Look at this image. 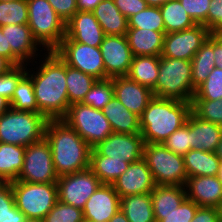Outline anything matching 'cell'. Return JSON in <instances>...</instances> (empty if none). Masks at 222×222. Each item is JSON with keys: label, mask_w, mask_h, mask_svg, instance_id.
Here are the masks:
<instances>
[{"label": "cell", "mask_w": 222, "mask_h": 222, "mask_svg": "<svg viewBox=\"0 0 222 222\" xmlns=\"http://www.w3.org/2000/svg\"><path fill=\"white\" fill-rule=\"evenodd\" d=\"M36 60L27 64V75L32 79L38 113L43 114L48 120L62 119L70 106L66 63L55 51L45 52Z\"/></svg>", "instance_id": "1"}, {"label": "cell", "mask_w": 222, "mask_h": 222, "mask_svg": "<svg viewBox=\"0 0 222 222\" xmlns=\"http://www.w3.org/2000/svg\"><path fill=\"white\" fill-rule=\"evenodd\" d=\"M45 138L59 177L89 168L92 148L63 120H48Z\"/></svg>", "instance_id": "2"}, {"label": "cell", "mask_w": 222, "mask_h": 222, "mask_svg": "<svg viewBox=\"0 0 222 222\" xmlns=\"http://www.w3.org/2000/svg\"><path fill=\"white\" fill-rule=\"evenodd\" d=\"M191 102L153 97L140 116L141 136L145 143H163L186 124Z\"/></svg>", "instance_id": "3"}, {"label": "cell", "mask_w": 222, "mask_h": 222, "mask_svg": "<svg viewBox=\"0 0 222 222\" xmlns=\"http://www.w3.org/2000/svg\"><path fill=\"white\" fill-rule=\"evenodd\" d=\"M191 61L160 56L159 73L154 97L192 102L195 88Z\"/></svg>", "instance_id": "4"}, {"label": "cell", "mask_w": 222, "mask_h": 222, "mask_svg": "<svg viewBox=\"0 0 222 222\" xmlns=\"http://www.w3.org/2000/svg\"><path fill=\"white\" fill-rule=\"evenodd\" d=\"M48 119L41 113L10 108L0 116V142L26 147L45 137Z\"/></svg>", "instance_id": "5"}, {"label": "cell", "mask_w": 222, "mask_h": 222, "mask_svg": "<svg viewBox=\"0 0 222 222\" xmlns=\"http://www.w3.org/2000/svg\"><path fill=\"white\" fill-rule=\"evenodd\" d=\"M28 26L37 43L46 51H55L66 34V23L47 0H27Z\"/></svg>", "instance_id": "6"}, {"label": "cell", "mask_w": 222, "mask_h": 222, "mask_svg": "<svg viewBox=\"0 0 222 222\" xmlns=\"http://www.w3.org/2000/svg\"><path fill=\"white\" fill-rule=\"evenodd\" d=\"M16 207L26 219H43L58 201L56 182H11Z\"/></svg>", "instance_id": "7"}, {"label": "cell", "mask_w": 222, "mask_h": 222, "mask_svg": "<svg viewBox=\"0 0 222 222\" xmlns=\"http://www.w3.org/2000/svg\"><path fill=\"white\" fill-rule=\"evenodd\" d=\"M143 159L156 185L185 186L188 175L183 156L167 149L162 143H145Z\"/></svg>", "instance_id": "8"}, {"label": "cell", "mask_w": 222, "mask_h": 222, "mask_svg": "<svg viewBox=\"0 0 222 222\" xmlns=\"http://www.w3.org/2000/svg\"><path fill=\"white\" fill-rule=\"evenodd\" d=\"M61 120L74 129L91 148L113 133L102 110L83 103L70 105Z\"/></svg>", "instance_id": "9"}, {"label": "cell", "mask_w": 222, "mask_h": 222, "mask_svg": "<svg viewBox=\"0 0 222 222\" xmlns=\"http://www.w3.org/2000/svg\"><path fill=\"white\" fill-rule=\"evenodd\" d=\"M58 178L51 147L45 137L25 147L23 167L15 181L50 183L57 182Z\"/></svg>", "instance_id": "10"}, {"label": "cell", "mask_w": 222, "mask_h": 222, "mask_svg": "<svg viewBox=\"0 0 222 222\" xmlns=\"http://www.w3.org/2000/svg\"><path fill=\"white\" fill-rule=\"evenodd\" d=\"M55 52L66 65L92 75L98 80L105 79V67L100 47L63 38Z\"/></svg>", "instance_id": "11"}, {"label": "cell", "mask_w": 222, "mask_h": 222, "mask_svg": "<svg viewBox=\"0 0 222 222\" xmlns=\"http://www.w3.org/2000/svg\"><path fill=\"white\" fill-rule=\"evenodd\" d=\"M56 183L58 200L81 210H83L91 195L102 184L89 168L60 176Z\"/></svg>", "instance_id": "12"}, {"label": "cell", "mask_w": 222, "mask_h": 222, "mask_svg": "<svg viewBox=\"0 0 222 222\" xmlns=\"http://www.w3.org/2000/svg\"><path fill=\"white\" fill-rule=\"evenodd\" d=\"M210 35V31L203 24H196L179 32L166 33L161 56L191 61Z\"/></svg>", "instance_id": "13"}, {"label": "cell", "mask_w": 222, "mask_h": 222, "mask_svg": "<svg viewBox=\"0 0 222 222\" xmlns=\"http://www.w3.org/2000/svg\"><path fill=\"white\" fill-rule=\"evenodd\" d=\"M2 33L7 40V48H11L13 65L33 63L46 52L35 40L28 24L3 26Z\"/></svg>", "instance_id": "14"}, {"label": "cell", "mask_w": 222, "mask_h": 222, "mask_svg": "<svg viewBox=\"0 0 222 222\" xmlns=\"http://www.w3.org/2000/svg\"><path fill=\"white\" fill-rule=\"evenodd\" d=\"M144 139L141 133H111L104 141L93 148L107 160H125L135 163L143 158Z\"/></svg>", "instance_id": "15"}, {"label": "cell", "mask_w": 222, "mask_h": 222, "mask_svg": "<svg viewBox=\"0 0 222 222\" xmlns=\"http://www.w3.org/2000/svg\"><path fill=\"white\" fill-rule=\"evenodd\" d=\"M100 50L105 67V79L128 74L133 54L125 35H105Z\"/></svg>", "instance_id": "16"}, {"label": "cell", "mask_w": 222, "mask_h": 222, "mask_svg": "<svg viewBox=\"0 0 222 222\" xmlns=\"http://www.w3.org/2000/svg\"><path fill=\"white\" fill-rule=\"evenodd\" d=\"M112 185L120 198L151 193L156 186L152 173L143 158L130 163L127 170Z\"/></svg>", "instance_id": "17"}, {"label": "cell", "mask_w": 222, "mask_h": 222, "mask_svg": "<svg viewBox=\"0 0 222 222\" xmlns=\"http://www.w3.org/2000/svg\"><path fill=\"white\" fill-rule=\"evenodd\" d=\"M120 209V196L113 185L101 184L83 208L84 220L109 222Z\"/></svg>", "instance_id": "18"}, {"label": "cell", "mask_w": 222, "mask_h": 222, "mask_svg": "<svg viewBox=\"0 0 222 222\" xmlns=\"http://www.w3.org/2000/svg\"><path fill=\"white\" fill-rule=\"evenodd\" d=\"M104 37V31L93 12L77 11L66 22L64 38H70L74 42L100 47Z\"/></svg>", "instance_id": "19"}, {"label": "cell", "mask_w": 222, "mask_h": 222, "mask_svg": "<svg viewBox=\"0 0 222 222\" xmlns=\"http://www.w3.org/2000/svg\"><path fill=\"white\" fill-rule=\"evenodd\" d=\"M115 97L139 117L154 97L153 92L127 76L113 78Z\"/></svg>", "instance_id": "20"}, {"label": "cell", "mask_w": 222, "mask_h": 222, "mask_svg": "<svg viewBox=\"0 0 222 222\" xmlns=\"http://www.w3.org/2000/svg\"><path fill=\"white\" fill-rule=\"evenodd\" d=\"M185 189L187 199L198 206L219 208L222 203V182L218 176L188 177Z\"/></svg>", "instance_id": "21"}, {"label": "cell", "mask_w": 222, "mask_h": 222, "mask_svg": "<svg viewBox=\"0 0 222 222\" xmlns=\"http://www.w3.org/2000/svg\"><path fill=\"white\" fill-rule=\"evenodd\" d=\"M222 137V125L200 119L190 113V143L193 150L215 152Z\"/></svg>", "instance_id": "22"}, {"label": "cell", "mask_w": 222, "mask_h": 222, "mask_svg": "<svg viewBox=\"0 0 222 222\" xmlns=\"http://www.w3.org/2000/svg\"><path fill=\"white\" fill-rule=\"evenodd\" d=\"M165 32L128 28L126 38L133 56H161Z\"/></svg>", "instance_id": "23"}, {"label": "cell", "mask_w": 222, "mask_h": 222, "mask_svg": "<svg viewBox=\"0 0 222 222\" xmlns=\"http://www.w3.org/2000/svg\"><path fill=\"white\" fill-rule=\"evenodd\" d=\"M102 112L109 121L113 133H141L140 117L129 111L115 95L102 109Z\"/></svg>", "instance_id": "24"}, {"label": "cell", "mask_w": 222, "mask_h": 222, "mask_svg": "<svg viewBox=\"0 0 222 222\" xmlns=\"http://www.w3.org/2000/svg\"><path fill=\"white\" fill-rule=\"evenodd\" d=\"M93 14L105 35H126L128 19L118 10L113 0H102Z\"/></svg>", "instance_id": "25"}, {"label": "cell", "mask_w": 222, "mask_h": 222, "mask_svg": "<svg viewBox=\"0 0 222 222\" xmlns=\"http://www.w3.org/2000/svg\"><path fill=\"white\" fill-rule=\"evenodd\" d=\"M183 157L188 177L218 175L221 160L215 152L191 149Z\"/></svg>", "instance_id": "26"}, {"label": "cell", "mask_w": 222, "mask_h": 222, "mask_svg": "<svg viewBox=\"0 0 222 222\" xmlns=\"http://www.w3.org/2000/svg\"><path fill=\"white\" fill-rule=\"evenodd\" d=\"M120 209L129 222H156L150 193L120 198Z\"/></svg>", "instance_id": "27"}, {"label": "cell", "mask_w": 222, "mask_h": 222, "mask_svg": "<svg viewBox=\"0 0 222 222\" xmlns=\"http://www.w3.org/2000/svg\"><path fill=\"white\" fill-rule=\"evenodd\" d=\"M159 63L160 56H133L126 76L152 91L157 83Z\"/></svg>", "instance_id": "28"}, {"label": "cell", "mask_w": 222, "mask_h": 222, "mask_svg": "<svg viewBox=\"0 0 222 222\" xmlns=\"http://www.w3.org/2000/svg\"><path fill=\"white\" fill-rule=\"evenodd\" d=\"M154 214H168L187 198L185 186L156 185L150 193Z\"/></svg>", "instance_id": "29"}, {"label": "cell", "mask_w": 222, "mask_h": 222, "mask_svg": "<svg viewBox=\"0 0 222 222\" xmlns=\"http://www.w3.org/2000/svg\"><path fill=\"white\" fill-rule=\"evenodd\" d=\"M129 165L125 160H107V156L100 155L94 148L91 150L89 169L102 184L112 185Z\"/></svg>", "instance_id": "30"}, {"label": "cell", "mask_w": 222, "mask_h": 222, "mask_svg": "<svg viewBox=\"0 0 222 222\" xmlns=\"http://www.w3.org/2000/svg\"><path fill=\"white\" fill-rule=\"evenodd\" d=\"M25 147L0 142V181H15L23 167Z\"/></svg>", "instance_id": "31"}, {"label": "cell", "mask_w": 222, "mask_h": 222, "mask_svg": "<svg viewBox=\"0 0 222 222\" xmlns=\"http://www.w3.org/2000/svg\"><path fill=\"white\" fill-rule=\"evenodd\" d=\"M192 64V82L196 89L199 85L207 80L209 73L215 67L213 52V34L202 44L201 48L191 59Z\"/></svg>", "instance_id": "32"}, {"label": "cell", "mask_w": 222, "mask_h": 222, "mask_svg": "<svg viewBox=\"0 0 222 222\" xmlns=\"http://www.w3.org/2000/svg\"><path fill=\"white\" fill-rule=\"evenodd\" d=\"M160 12L165 25V34L179 32L196 25L179 0H171L162 5Z\"/></svg>", "instance_id": "33"}, {"label": "cell", "mask_w": 222, "mask_h": 222, "mask_svg": "<svg viewBox=\"0 0 222 222\" xmlns=\"http://www.w3.org/2000/svg\"><path fill=\"white\" fill-rule=\"evenodd\" d=\"M97 80L92 75L66 65V84L70 105L82 103Z\"/></svg>", "instance_id": "34"}, {"label": "cell", "mask_w": 222, "mask_h": 222, "mask_svg": "<svg viewBox=\"0 0 222 222\" xmlns=\"http://www.w3.org/2000/svg\"><path fill=\"white\" fill-rule=\"evenodd\" d=\"M9 103L17 111L38 112L32 79L27 74L17 84Z\"/></svg>", "instance_id": "35"}, {"label": "cell", "mask_w": 222, "mask_h": 222, "mask_svg": "<svg viewBox=\"0 0 222 222\" xmlns=\"http://www.w3.org/2000/svg\"><path fill=\"white\" fill-rule=\"evenodd\" d=\"M28 24L27 0L0 1V26Z\"/></svg>", "instance_id": "36"}, {"label": "cell", "mask_w": 222, "mask_h": 222, "mask_svg": "<svg viewBox=\"0 0 222 222\" xmlns=\"http://www.w3.org/2000/svg\"><path fill=\"white\" fill-rule=\"evenodd\" d=\"M128 28L165 32V25L160 8L147 6L143 11L138 12L128 19Z\"/></svg>", "instance_id": "37"}, {"label": "cell", "mask_w": 222, "mask_h": 222, "mask_svg": "<svg viewBox=\"0 0 222 222\" xmlns=\"http://www.w3.org/2000/svg\"><path fill=\"white\" fill-rule=\"evenodd\" d=\"M114 97L113 78L97 80L86 94L82 103L102 110Z\"/></svg>", "instance_id": "38"}, {"label": "cell", "mask_w": 222, "mask_h": 222, "mask_svg": "<svg viewBox=\"0 0 222 222\" xmlns=\"http://www.w3.org/2000/svg\"><path fill=\"white\" fill-rule=\"evenodd\" d=\"M217 99H222V69L214 67L207 80L196 88L193 100Z\"/></svg>", "instance_id": "39"}, {"label": "cell", "mask_w": 222, "mask_h": 222, "mask_svg": "<svg viewBox=\"0 0 222 222\" xmlns=\"http://www.w3.org/2000/svg\"><path fill=\"white\" fill-rule=\"evenodd\" d=\"M192 112L200 119L222 125V99L192 100Z\"/></svg>", "instance_id": "40"}, {"label": "cell", "mask_w": 222, "mask_h": 222, "mask_svg": "<svg viewBox=\"0 0 222 222\" xmlns=\"http://www.w3.org/2000/svg\"><path fill=\"white\" fill-rule=\"evenodd\" d=\"M42 220L43 222H85L83 210L59 200Z\"/></svg>", "instance_id": "41"}, {"label": "cell", "mask_w": 222, "mask_h": 222, "mask_svg": "<svg viewBox=\"0 0 222 222\" xmlns=\"http://www.w3.org/2000/svg\"><path fill=\"white\" fill-rule=\"evenodd\" d=\"M162 144L180 156H184L191 150L190 115L188 116L186 124L173 132Z\"/></svg>", "instance_id": "42"}, {"label": "cell", "mask_w": 222, "mask_h": 222, "mask_svg": "<svg viewBox=\"0 0 222 222\" xmlns=\"http://www.w3.org/2000/svg\"><path fill=\"white\" fill-rule=\"evenodd\" d=\"M27 74V64L14 65L6 73L0 75V95L11 101L19 81Z\"/></svg>", "instance_id": "43"}, {"label": "cell", "mask_w": 222, "mask_h": 222, "mask_svg": "<svg viewBox=\"0 0 222 222\" xmlns=\"http://www.w3.org/2000/svg\"><path fill=\"white\" fill-rule=\"evenodd\" d=\"M198 209V205L185 199L178 208L168 214H154L156 222H191Z\"/></svg>", "instance_id": "44"}, {"label": "cell", "mask_w": 222, "mask_h": 222, "mask_svg": "<svg viewBox=\"0 0 222 222\" xmlns=\"http://www.w3.org/2000/svg\"><path fill=\"white\" fill-rule=\"evenodd\" d=\"M196 24H202L207 19L211 0H179Z\"/></svg>", "instance_id": "45"}, {"label": "cell", "mask_w": 222, "mask_h": 222, "mask_svg": "<svg viewBox=\"0 0 222 222\" xmlns=\"http://www.w3.org/2000/svg\"><path fill=\"white\" fill-rule=\"evenodd\" d=\"M202 24L211 34H222V0H211L207 19Z\"/></svg>", "instance_id": "46"}, {"label": "cell", "mask_w": 222, "mask_h": 222, "mask_svg": "<svg viewBox=\"0 0 222 222\" xmlns=\"http://www.w3.org/2000/svg\"><path fill=\"white\" fill-rule=\"evenodd\" d=\"M14 206L16 205L11 182L0 181V219L8 215Z\"/></svg>", "instance_id": "47"}, {"label": "cell", "mask_w": 222, "mask_h": 222, "mask_svg": "<svg viewBox=\"0 0 222 222\" xmlns=\"http://www.w3.org/2000/svg\"><path fill=\"white\" fill-rule=\"evenodd\" d=\"M66 23L77 11L76 0H47Z\"/></svg>", "instance_id": "48"}, {"label": "cell", "mask_w": 222, "mask_h": 222, "mask_svg": "<svg viewBox=\"0 0 222 222\" xmlns=\"http://www.w3.org/2000/svg\"><path fill=\"white\" fill-rule=\"evenodd\" d=\"M118 10L129 19L131 16L143 11L148 5L145 0H113Z\"/></svg>", "instance_id": "49"}, {"label": "cell", "mask_w": 222, "mask_h": 222, "mask_svg": "<svg viewBox=\"0 0 222 222\" xmlns=\"http://www.w3.org/2000/svg\"><path fill=\"white\" fill-rule=\"evenodd\" d=\"M191 222H221L219 208L198 206Z\"/></svg>", "instance_id": "50"}, {"label": "cell", "mask_w": 222, "mask_h": 222, "mask_svg": "<svg viewBox=\"0 0 222 222\" xmlns=\"http://www.w3.org/2000/svg\"><path fill=\"white\" fill-rule=\"evenodd\" d=\"M215 67L222 69V34H213Z\"/></svg>", "instance_id": "51"}, {"label": "cell", "mask_w": 222, "mask_h": 222, "mask_svg": "<svg viewBox=\"0 0 222 222\" xmlns=\"http://www.w3.org/2000/svg\"><path fill=\"white\" fill-rule=\"evenodd\" d=\"M25 220V215L14 206L8 215L0 219V222H24Z\"/></svg>", "instance_id": "52"}, {"label": "cell", "mask_w": 222, "mask_h": 222, "mask_svg": "<svg viewBox=\"0 0 222 222\" xmlns=\"http://www.w3.org/2000/svg\"><path fill=\"white\" fill-rule=\"evenodd\" d=\"M78 11L93 12L102 0H76Z\"/></svg>", "instance_id": "53"}, {"label": "cell", "mask_w": 222, "mask_h": 222, "mask_svg": "<svg viewBox=\"0 0 222 222\" xmlns=\"http://www.w3.org/2000/svg\"><path fill=\"white\" fill-rule=\"evenodd\" d=\"M0 55L4 56L11 62V48H7V40L2 33L1 26H0Z\"/></svg>", "instance_id": "54"}, {"label": "cell", "mask_w": 222, "mask_h": 222, "mask_svg": "<svg viewBox=\"0 0 222 222\" xmlns=\"http://www.w3.org/2000/svg\"><path fill=\"white\" fill-rule=\"evenodd\" d=\"M14 65L4 56L0 55V75L6 73Z\"/></svg>", "instance_id": "55"}, {"label": "cell", "mask_w": 222, "mask_h": 222, "mask_svg": "<svg viewBox=\"0 0 222 222\" xmlns=\"http://www.w3.org/2000/svg\"><path fill=\"white\" fill-rule=\"evenodd\" d=\"M10 109L9 101L0 95V116Z\"/></svg>", "instance_id": "56"}, {"label": "cell", "mask_w": 222, "mask_h": 222, "mask_svg": "<svg viewBox=\"0 0 222 222\" xmlns=\"http://www.w3.org/2000/svg\"><path fill=\"white\" fill-rule=\"evenodd\" d=\"M109 222H129L121 209L110 219Z\"/></svg>", "instance_id": "57"}, {"label": "cell", "mask_w": 222, "mask_h": 222, "mask_svg": "<svg viewBox=\"0 0 222 222\" xmlns=\"http://www.w3.org/2000/svg\"><path fill=\"white\" fill-rule=\"evenodd\" d=\"M169 1L171 0H145L148 6L159 7V8Z\"/></svg>", "instance_id": "58"}, {"label": "cell", "mask_w": 222, "mask_h": 222, "mask_svg": "<svg viewBox=\"0 0 222 222\" xmlns=\"http://www.w3.org/2000/svg\"><path fill=\"white\" fill-rule=\"evenodd\" d=\"M217 157L222 161V137L215 151Z\"/></svg>", "instance_id": "59"}, {"label": "cell", "mask_w": 222, "mask_h": 222, "mask_svg": "<svg viewBox=\"0 0 222 222\" xmlns=\"http://www.w3.org/2000/svg\"><path fill=\"white\" fill-rule=\"evenodd\" d=\"M217 176H218L219 180L222 182V161L220 163L219 172H218Z\"/></svg>", "instance_id": "60"}, {"label": "cell", "mask_w": 222, "mask_h": 222, "mask_svg": "<svg viewBox=\"0 0 222 222\" xmlns=\"http://www.w3.org/2000/svg\"><path fill=\"white\" fill-rule=\"evenodd\" d=\"M24 222H43L42 219H26Z\"/></svg>", "instance_id": "61"}, {"label": "cell", "mask_w": 222, "mask_h": 222, "mask_svg": "<svg viewBox=\"0 0 222 222\" xmlns=\"http://www.w3.org/2000/svg\"><path fill=\"white\" fill-rule=\"evenodd\" d=\"M219 212H220V219H221V222H222V203H221V205L219 207Z\"/></svg>", "instance_id": "62"}, {"label": "cell", "mask_w": 222, "mask_h": 222, "mask_svg": "<svg viewBox=\"0 0 222 222\" xmlns=\"http://www.w3.org/2000/svg\"><path fill=\"white\" fill-rule=\"evenodd\" d=\"M2 2H10V1H13V0H0Z\"/></svg>", "instance_id": "63"}]
</instances>
